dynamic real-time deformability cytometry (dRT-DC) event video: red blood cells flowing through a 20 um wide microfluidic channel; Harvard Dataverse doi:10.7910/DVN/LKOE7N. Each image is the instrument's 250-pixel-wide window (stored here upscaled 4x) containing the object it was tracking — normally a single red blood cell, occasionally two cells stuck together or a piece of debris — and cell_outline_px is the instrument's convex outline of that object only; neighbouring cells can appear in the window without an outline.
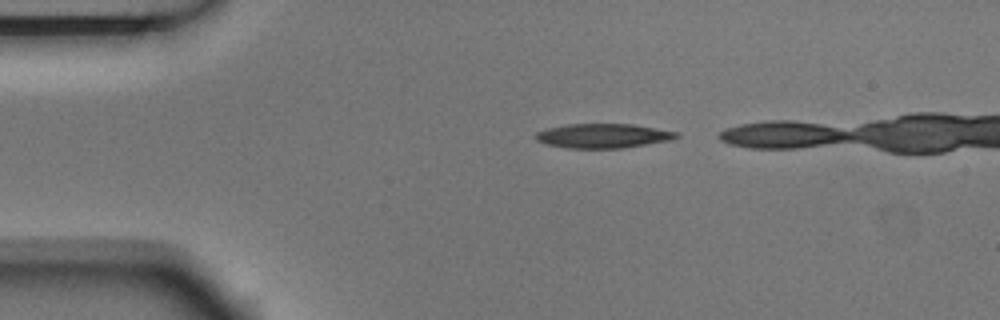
{"species": "Egyptian fruit bat (a non-hibernating species)", "species_latin": "Rousettus aegyptiacus", "temperature_condition": "room temperature", "stored_images_in_passage": 2, "camera_frame_rate_fps": 3000, "um_per_image_px": 0.085, "animal": {"sex": "male"}, "frame": {"image": 1, "passage_image": 1, "time_ms": 0.0, "image_size_px": [1000, 320], "cell_outline_px": [[680, 136], [672, 140], [624, 148], [564, 148], [544, 144], [536, 140], [536, 132], [548, 128], [564, 124], [632, 124], [680, 132]], "centroid_in_image_um": [51.28, 11.55], "position_along_channel_um": 33.7, "area_um2": 20.23}}